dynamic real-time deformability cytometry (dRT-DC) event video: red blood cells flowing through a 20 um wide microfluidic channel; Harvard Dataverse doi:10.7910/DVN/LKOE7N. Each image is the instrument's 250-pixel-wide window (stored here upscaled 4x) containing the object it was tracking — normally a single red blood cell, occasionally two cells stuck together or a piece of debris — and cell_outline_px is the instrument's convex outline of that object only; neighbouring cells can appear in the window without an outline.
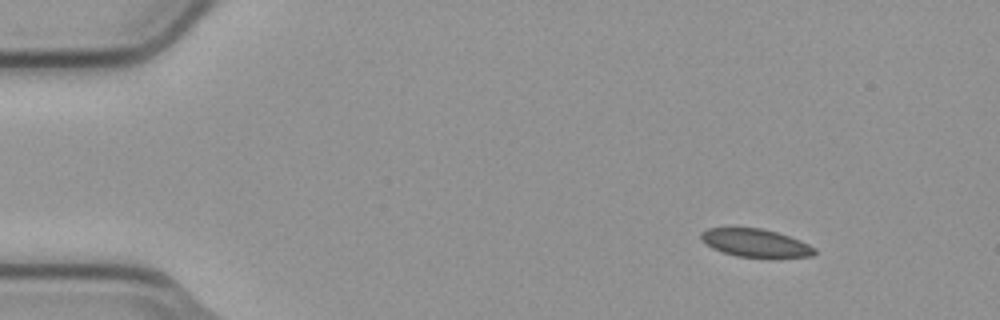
{"species": "common noctule bat (a hibernating species)", "species_latin": "Nyctalus noctula", "temperature_condition": "cold", "stored_images_in_passage": 8, "camera_frame_rate_fps": 3000, "um_per_image_px": 0.085, "animal": {"sex": "male", "body_mass_g": 23.1, "forearm_length_mm": 52.7}, "frame": {"image": 1, "passage_image": 1, "time_ms": 0.0, "image_size_px": [1000, 320], "cell_outline_px": [[816, 252], [812, 256], [736, 256], [712, 248], [700, 236], [700, 232], [708, 228], [760, 228], [776, 232], [800, 240], [816, 248]], "centroid_in_image_um": [64.21, 20.63], "position_along_channel_um": 20.8, "area_um2": 17.92}}
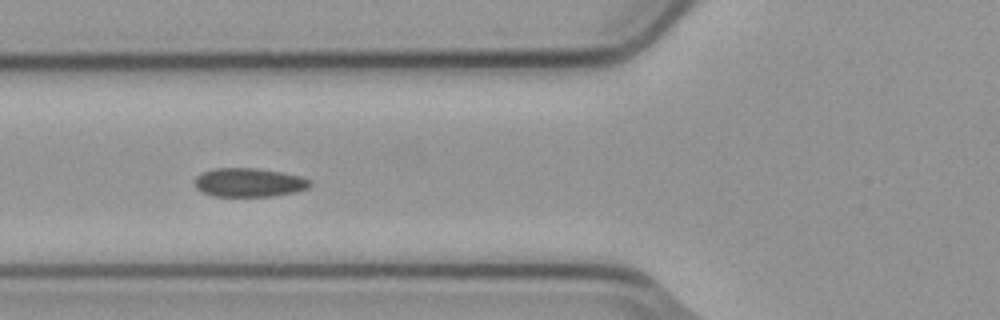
{"frame": {"image": 2, "passage_image": 5, "time_ms": 1.333, "image_size_px": [1000, 320], "cell_outline_px": [[312, 184], [308, 188], [296, 192], [272, 196], [212, 196], [200, 192], [196, 188], [196, 176], [204, 172], [216, 168], [256, 168], [280, 172], [300, 176], [312, 180]], "centroid_in_image_um": [21.19, 15.52], "position_along_channel_um": 104.6, "area_um2": 19.36}}
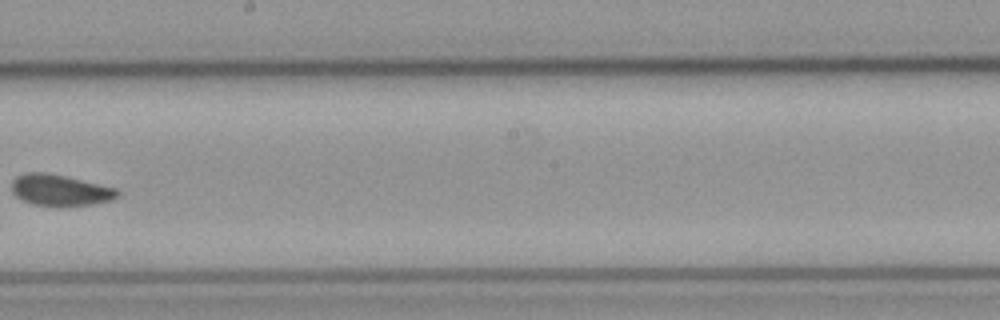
{"frame": {"image": 3, "passage_image": 8, "time_ms": 2.333, "image_size_px": [1000, 320], "cell_outline_px": [[120, 196], [112, 200], [92, 204], [60, 208], [56, 208], [32, 204], [20, 200], [12, 192], [12, 180], [16, 176], [28, 172], [44, 172], [64, 176], [116, 188], [120, 192]], "centroid_in_image_um": [5.09, 16.2], "position_along_channel_um": 243.1, "area_um2": 19.71}}